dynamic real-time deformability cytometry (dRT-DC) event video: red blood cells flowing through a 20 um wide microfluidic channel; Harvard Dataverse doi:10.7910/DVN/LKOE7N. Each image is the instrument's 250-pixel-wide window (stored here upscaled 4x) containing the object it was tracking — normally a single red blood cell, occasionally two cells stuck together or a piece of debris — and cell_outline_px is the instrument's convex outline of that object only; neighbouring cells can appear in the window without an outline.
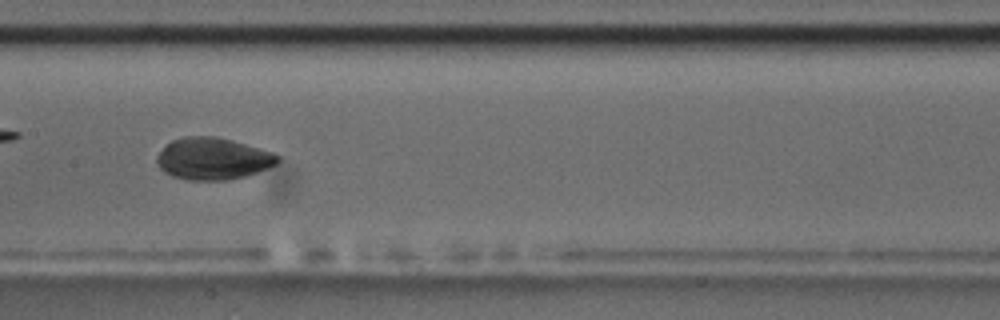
{"species": "common noctule bat (a hibernating species)", "species_latin": "Nyctalus noctula", "temperature_condition": "room temperature", "stored_images_in_passage": 10, "camera_frame_rate_fps": 3000, "um_per_image_px": 0.085, "animal": {"sex": "male", "body_mass_g": 17.5, "forearm_length_mm": 52.3}, "frame": {"image": 1, "passage_image": 7, "time_ms": 25.667, "image_size_px": [1000, 320], "cell_outline_px": [[280, 160], [276, 164], [268, 168], [244, 176], [228, 180], [188, 180], [172, 176], [164, 172], [156, 164], [156, 156], [172, 140], [184, 136], [216, 136], [232, 140], [260, 148], [272, 152], [280, 156]], "centroid_in_image_um": [18.09, 13.49], "position_along_channel_um": 189.3, "area_um2": 29.54}}